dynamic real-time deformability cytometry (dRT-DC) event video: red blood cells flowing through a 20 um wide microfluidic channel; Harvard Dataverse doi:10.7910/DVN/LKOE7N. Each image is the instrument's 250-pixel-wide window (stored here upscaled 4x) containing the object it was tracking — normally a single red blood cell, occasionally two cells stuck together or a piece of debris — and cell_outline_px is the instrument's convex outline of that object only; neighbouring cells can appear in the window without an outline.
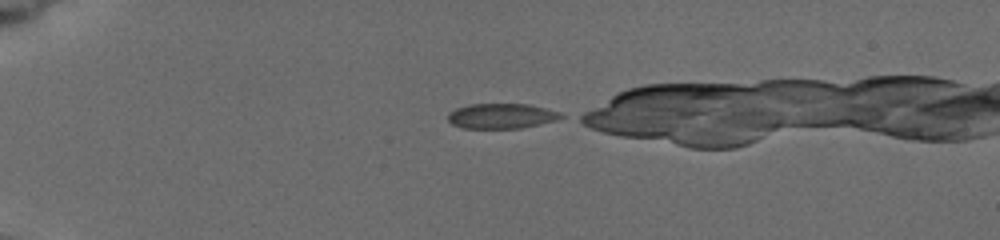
{"species": "common noctule bat (a hibernating species)", "species_latin": "Nyctalus noctula", "temperature_condition": "cold", "stored_images_in_passage": 9, "camera_frame_rate_fps": 3000, "um_per_image_px": 0.085, "animal": {"sex": "female", "body_mass_g": 19.5, "forearm_length_mm": 54.1}, "frame": {"image": 1, "passage_image": 1, "time_ms": 0.0, "image_size_px": [1000, 240], "cell_outline_px": [[564, 116], [556, 120], [520, 128], [464, 128], [452, 124], [448, 120], [448, 112], [456, 108], [472, 104], [528, 104], [560, 112]], "centroid_in_image_um": [42.6, 9.86], "position_along_channel_um": 42.4, "area_um2": 16.36}}
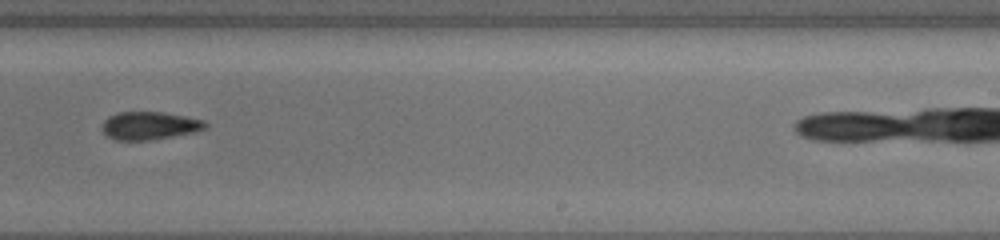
{"frame": {"image": 2, "passage_image": 8, "time_ms": 7.333, "image_size_px": [1000, 240], "cell_outline_px": [[208, 124], [204, 128], [196, 132], [148, 140], [116, 140], [108, 136], [104, 132], [104, 120], [108, 116], [116, 112], [164, 112], [204, 120]], "centroid_in_image_um": [12.72, 10.67], "position_along_channel_um": 276.3, "area_um2": 16.65}}
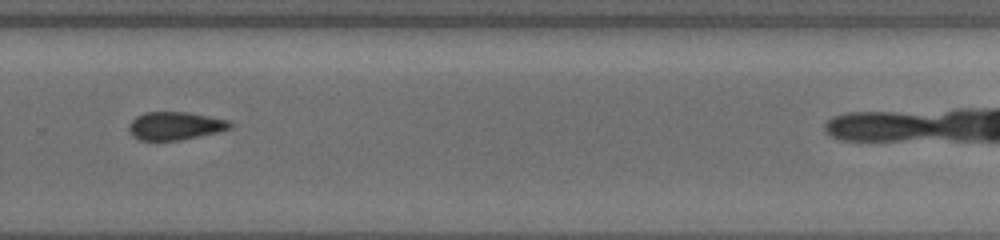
{"frame": {"image": 3, "passage_image": 9, "time_ms": 8.333, "image_size_px": [1000, 240], "cell_outline_px": [[236, 124], [232, 128], [216, 132], [176, 140], [140, 140], [132, 136], [128, 128], [128, 124], [136, 116], [144, 112], [188, 112], [228, 120]], "centroid_in_image_um": [14.88, 10.68], "position_along_channel_um": 314.9, "area_um2": 16.47}}